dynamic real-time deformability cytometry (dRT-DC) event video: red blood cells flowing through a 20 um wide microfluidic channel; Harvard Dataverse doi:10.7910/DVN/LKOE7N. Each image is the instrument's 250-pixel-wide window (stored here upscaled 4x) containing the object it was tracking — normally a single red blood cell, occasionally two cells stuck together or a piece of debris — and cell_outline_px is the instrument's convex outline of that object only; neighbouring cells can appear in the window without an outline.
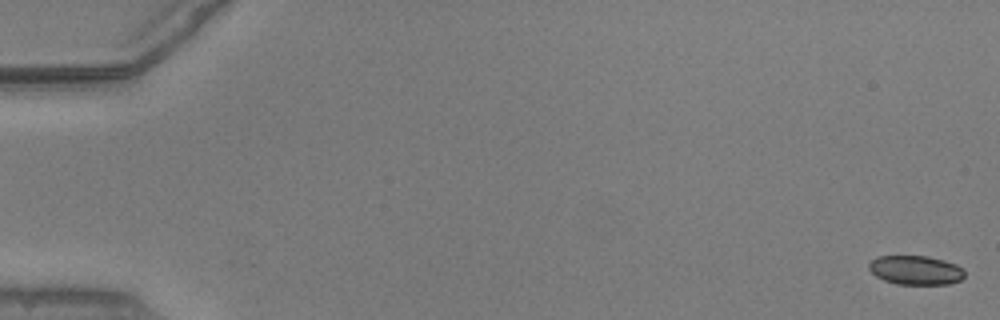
{"species": "common noctule bat (a hibernating species)", "species_latin": "Nyctalus noctula", "temperature_condition": "warm", "stored_images_in_passage": 18, "camera_frame_rate_fps": 3000, "um_per_image_px": 0.085, "animal": {"sex": "male", "body_mass_g": 20.5, "forearm_length_mm": 52.5}, "frame": {"image": 1, "passage_image": 1, "time_ms": 0.0, "image_size_px": [1000, 320], "cell_outline_px": [[964, 276], [960, 280], [948, 284], [896, 284], [884, 280], [876, 276], [868, 268], [868, 264], [876, 256], [928, 256], [944, 260], [956, 264], [964, 272]], "centroid_in_image_um": [77.81, 22.96], "position_along_channel_um": 7.2, "area_um2": 16.18}}
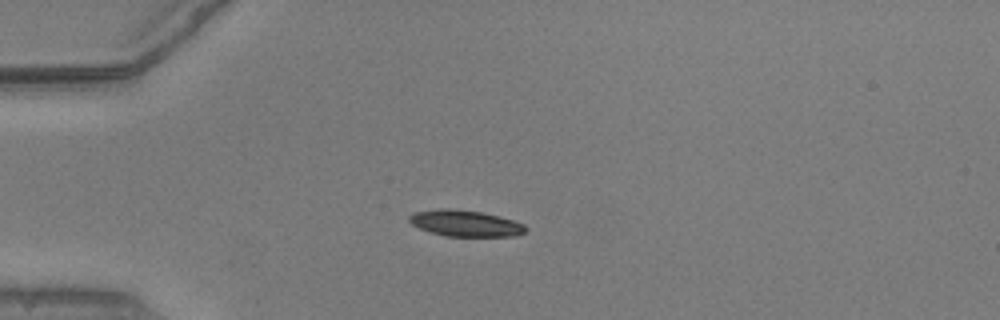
{"frame": {"image": 2, "passage_image": 15, "time_ms": 4.667, "image_size_px": [1000, 320], "cell_outline_px": [[528, 228], [524, 232], [516, 236], [444, 236], [420, 228], [412, 224], [408, 220], [408, 216], [412, 212], [440, 208], [448, 208], [480, 212], [500, 216], [524, 224]], "centroid_in_image_um": [39.54, 18.97], "position_along_channel_um": 45.5, "area_um2": 17.8}}